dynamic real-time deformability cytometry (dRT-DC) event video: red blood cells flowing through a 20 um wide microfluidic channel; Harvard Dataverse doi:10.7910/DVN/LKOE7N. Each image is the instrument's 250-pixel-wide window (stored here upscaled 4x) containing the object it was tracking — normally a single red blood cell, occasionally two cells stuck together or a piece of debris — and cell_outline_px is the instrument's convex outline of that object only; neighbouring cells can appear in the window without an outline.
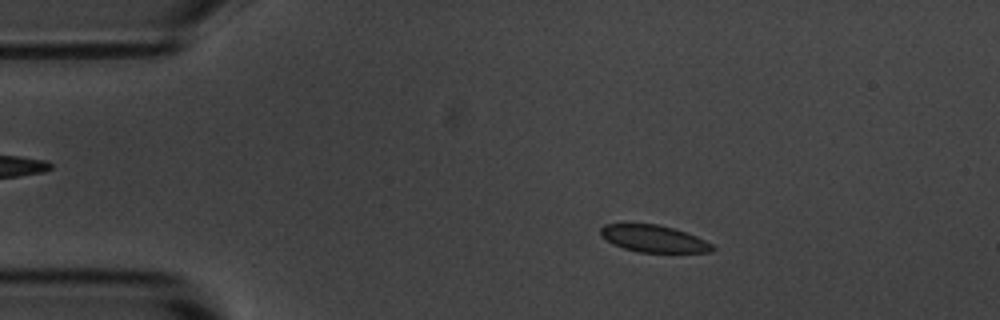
{"species": "common noctule bat (a hibernating species)", "species_latin": "Nyctalus noctula", "temperature_condition": "room temperature", "stored_images_in_passage": 3, "camera_frame_rate_fps": 3000, "um_per_image_px": 0.085, "animal": {"sex": "male", "body_mass_g": 20.1, "forearm_length_mm": 53.5}, "frame": {"image": 1, "passage_image": 2, "time_ms": 1.333, "image_size_px": [1000, 320], "cell_outline_px": [[716, 248], [712, 252], [640, 252], [624, 248], [612, 244], [600, 236], [600, 228], [604, 224], [660, 224], [676, 228], [696, 236], [712, 244]], "centroid_in_image_um": [55.56, 20.28], "position_along_channel_um": 29.4, "area_um2": 17.69}}